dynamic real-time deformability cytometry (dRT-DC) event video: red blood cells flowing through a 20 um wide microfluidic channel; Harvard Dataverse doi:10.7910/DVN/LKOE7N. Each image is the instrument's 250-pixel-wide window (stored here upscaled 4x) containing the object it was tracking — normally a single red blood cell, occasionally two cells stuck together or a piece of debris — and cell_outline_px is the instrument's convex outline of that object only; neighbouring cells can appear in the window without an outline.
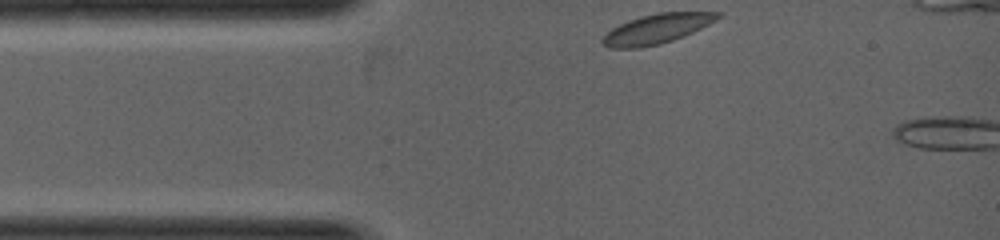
{"species": "common noctule bat (a hibernating species)", "species_latin": "Nyctalus noctula", "temperature_condition": "warm", "stored_images_in_passage": 2, "camera_frame_rate_fps": 5000, "um_per_image_px": 0.085, "animal": {"sex": "female", "body_mass_g": 19.0, "forearm_length_mm": 53.3}, "frame": {"image": 1, "passage_image": 1, "time_ms": 0.0, "image_size_px": [1000, 240], "cell_outline_px": [[724, 16], [684, 36], [660, 44], [636, 48], [612, 48], [604, 44], [600, 40], [612, 28], [628, 20], [640, 16], [656, 12], [724, 12]], "centroid_in_image_um": [55.86, 2.43], "position_along_channel_um": 29.1, "area_um2": 19.83}}